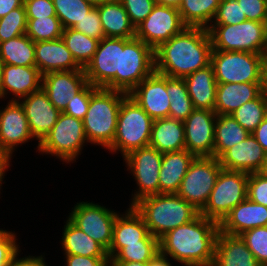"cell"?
<instances>
[{
	"mask_svg": "<svg viewBox=\"0 0 267 266\" xmlns=\"http://www.w3.org/2000/svg\"><path fill=\"white\" fill-rule=\"evenodd\" d=\"M196 156L186 149L165 152L159 172V194H176Z\"/></svg>",
	"mask_w": 267,
	"mask_h": 266,
	"instance_id": "83f0119b",
	"label": "cell"
},
{
	"mask_svg": "<svg viewBox=\"0 0 267 266\" xmlns=\"http://www.w3.org/2000/svg\"><path fill=\"white\" fill-rule=\"evenodd\" d=\"M153 120L168 118L170 97L166 76L153 72L128 94Z\"/></svg>",
	"mask_w": 267,
	"mask_h": 266,
	"instance_id": "e0dca14e",
	"label": "cell"
},
{
	"mask_svg": "<svg viewBox=\"0 0 267 266\" xmlns=\"http://www.w3.org/2000/svg\"><path fill=\"white\" fill-rule=\"evenodd\" d=\"M0 149L3 150L2 140H1V132H0Z\"/></svg>",
	"mask_w": 267,
	"mask_h": 266,
	"instance_id": "003e7915",
	"label": "cell"
},
{
	"mask_svg": "<svg viewBox=\"0 0 267 266\" xmlns=\"http://www.w3.org/2000/svg\"><path fill=\"white\" fill-rule=\"evenodd\" d=\"M64 29L73 28L94 6L86 0H52Z\"/></svg>",
	"mask_w": 267,
	"mask_h": 266,
	"instance_id": "60d3db41",
	"label": "cell"
},
{
	"mask_svg": "<svg viewBox=\"0 0 267 266\" xmlns=\"http://www.w3.org/2000/svg\"><path fill=\"white\" fill-rule=\"evenodd\" d=\"M20 101L32 136L40 143L56 124L60 111L49 101L47 93L41 88Z\"/></svg>",
	"mask_w": 267,
	"mask_h": 266,
	"instance_id": "ffe728a7",
	"label": "cell"
},
{
	"mask_svg": "<svg viewBox=\"0 0 267 266\" xmlns=\"http://www.w3.org/2000/svg\"><path fill=\"white\" fill-rule=\"evenodd\" d=\"M65 255L67 266H111L110 258L85 257L73 254Z\"/></svg>",
	"mask_w": 267,
	"mask_h": 266,
	"instance_id": "f5cc1de1",
	"label": "cell"
},
{
	"mask_svg": "<svg viewBox=\"0 0 267 266\" xmlns=\"http://www.w3.org/2000/svg\"><path fill=\"white\" fill-rule=\"evenodd\" d=\"M263 54L212 50L211 64L217 84L262 83Z\"/></svg>",
	"mask_w": 267,
	"mask_h": 266,
	"instance_id": "ba28073f",
	"label": "cell"
},
{
	"mask_svg": "<svg viewBox=\"0 0 267 266\" xmlns=\"http://www.w3.org/2000/svg\"><path fill=\"white\" fill-rule=\"evenodd\" d=\"M260 226H267V207L248 198L234 207L219 224L220 231L236 236Z\"/></svg>",
	"mask_w": 267,
	"mask_h": 266,
	"instance_id": "603a6c76",
	"label": "cell"
},
{
	"mask_svg": "<svg viewBox=\"0 0 267 266\" xmlns=\"http://www.w3.org/2000/svg\"><path fill=\"white\" fill-rule=\"evenodd\" d=\"M125 8L131 23L136 28L152 12L155 0H119Z\"/></svg>",
	"mask_w": 267,
	"mask_h": 266,
	"instance_id": "7dc6e473",
	"label": "cell"
},
{
	"mask_svg": "<svg viewBox=\"0 0 267 266\" xmlns=\"http://www.w3.org/2000/svg\"><path fill=\"white\" fill-rule=\"evenodd\" d=\"M42 76L36 66L4 64L2 98L9 92L20 99L38 91L42 88Z\"/></svg>",
	"mask_w": 267,
	"mask_h": 266,
	"instance_id": "4316f807",
	"label": "cell"
},
{
	"mask_svg": "<svg viewBox=\"0 0 267 266\" xmlns=\"http://www.w3.org/2000/svg\"><path fill=\"white\" fill-rule=\"evenodd\" d=\"M181 1L182 0H155V3L158 5L169 6L178 9L181 5Z\"/></svg>",
	"mask_w": 267,
	"mask_h": 266,
	"instance_id": "94428289",
	"label": "cell"
},
{
	"mask_svg": "<svg viewBox=\"0 0 267 266\" xmlns=\"http://www.w3.org/2000/svg\"><path fill=\"white\" fill-rule=\"evenodd\" d=\"M61 38L70 50L76 63L84 69L92 60L99 40L89 37L73 28L63 29Z\"/></svg>",
	"mask_w": 267,
	"mask_h": 266,
	"instance_id": "d590c367",
	"label": "cell"
},
{
	"mask_svg": "<svg viewBox=\"0 0 267 266\" xmlns=\"http://www.w3.org/2000/svg\"><path fill=\"white\" fill-rule=\"evenodd\" d=\"M11 158L0 149V178H3L6 168L9 167V160Z\"/></svg>",
	"mask_w": 267,
	"mask_h": 266,
	"instance_id": "6f0895ef",
	"label": "cell"
},
{
	"mask_svg": "<svg viewBox=\"0 0 267 266\" xmlns=\"http://www.w3.org/2000/svg\"><path fill=\"white\" fill-rule=\"evenodd\" d=\"M219 224L199 214L159 239L160 252L186 266H212Z\"/></svg>",
	"mask_w": 267,
	"mask_h": 266,
	"instance_id": "7a4b0ae2",
	"label": "cell"
},
{
	"mask_svg": "<svg viewBox=\"0 0 267 266\" xmlns=\"http://www.w3.org/2000/svg\"><path fill=\"white\" fill-rule=\"evenodd\" d=\"M3 66V61L0 58V98H2Z\"/></svg>",
	"mask_w": 267,
	"mask_h": 266,
	"instance_id": "e7e4bbea",
	"label": "cell"
},
{
	"mask_svg": "<svg viewBox=\"0 0 267 266\" xmlns=\"http://www.w3.org/2000/svg\"><path fill=\"white\" fill-rule=\"evenodd\" d=\"M62 248L65 254L85 257L109 258L107 251L94 239L89 237L70 219L64 226Z\"/></svg>",
	"mask_w": 267,
	"mask_h": 266,
	"instance_id": "1f68e13d",
	"label": "cell"
},
{
	"mask_svg": "<svg viewBox=\"0 0 267 266\" xmlns=\"http://www.w3.org/2000/svg\"><path fill=\"white\" fill-rule=\"evenodd\" d=\"M86 1L92 4L93 6H98V5L113 1V0H86Z\"/></svg>",
	"mask_w": 267,
	"mask_h": 266,
	"instance_id": "03108f58",
	"label": "cell"
},
{
	"mask_svg": "<svg viewBox=\"0 0 267 266\" xmlns=\"http://www.w3.org/2000/svg\"><path fill=\"white\" fill-rule=\"evenodd\" d=\"M98 88L88 83L77 95L67 103L63 113L83 120L89 108L91 95Z\"/></svg>",
	"mask_w": 267,
	"mask_h": 266,
	"instance_id": "f6af8a7d",
	"label": "cell"
},
{
	"mask_svg": "<svg viewBox=\"0 0 267 266\" xmlns=\"http://www.w3.org/2000/svg\"><path fill=\"white\" fill-rule=\"evenodd\" d=\"M63 26L57 16L27 19L26 35L34 42L61 38Z\"/></svg>",
	"mask_w": 267,
	"mask_h": 266,
	"instance_id": "ab89813d",
	"label": "cell"
},
{
	"mask_svg": "<svg viewBox=\"0 0 267 266\" xmlns=\"http://www.w3.org/2000/svg\"><path fill=\"white\" fill-rule=\"evenodd\" d=\"M195 109L214 111L217 81L210 63L183 78Z\"/></svg>",
	"mask_w": 267,
	"mask_h": 266,
	"instance_id": "f1b7e54d",
	"label": "cell"
},
{
	"mask_svg": "<svg viewBox=\"0 0 267 266\" xmlns=\"http://www.w3.org/2000/svg\"><path fill=\"white\" fill-rule=\"evenodd\" d=\"M73 29L99 41L105 38L97 6H94L91 10H89V12L80 21H78Z\"/></svg>",
	"mask_w": 267,
	"mask_h": 266,
	"instance_id": "c3c4849f",
	"label": "cell"
},
{
	"mask_svg": "<svg viewBox=\"0 0 267 266\" xmlns=\"http://www.w3.org/2000/svg\"><path fill=\"white\" fill-rule=\"evenodd\" d=\"M222 166L215 157H196L176 193L199 212L206 205Z\"/></svg>",
	"mask_w": 267,
	"mask_h": 266,
	"instance_id": "8fae6325",
	"label": "cell"
},
{
	"mask_svg": "<svg viewBox=\"0 0 267 266\" xmlns=\"http://www.w3.org/2000/svg\"><path fill=\"white\" fill-rule=\"evenodd\" d=\"M185 27L177 8L156 4L148 17L136 27L135 37L156 50Z\"/></svg>",
	"mask_w": 267,
	"mask_h": 266,
	"instance_id": "5bb4252c",
	"label": "cell"
},
{
	"mask_svg": "<svg viewBox=\"0 0 267 266\" xmlns=\"http://www.w3.org/2000/svg\"><path fill=\"white\" fill-rule=\"evenodd\" d=\"M0 58L3 64L36 66L35 42L26 34L0 42Z\"/></svg>",
	"mask_w": 267,
	"mask_h": 266,
	"instance_id": "836d02e7",
	"label": "cell"
},
{
	"mask_svg": "<svg viewBox=\"0 0 267 266\" xmlns=\"http://www.w3.org/2000/svg\"><path fill=\"white\" fill-rule=\"evenodd\" d=\"M262 89L267 95V54L264 55L262 60Z\"/></svg>",
	"mask_w": 267,
	"mask_h": 266,
	"instance_id": "680465c9",
	"label": "cell"
},
{
	"mask_svg": "<svg viewBox=\"0 0 267 266\" xmlns=\"http://www.w3.org/2000/svg\"><path fill=\"white\" fill-rule=\"evenodd\" d=\"M220 0H182L178 8L182 22L189 27H209Z\"/></svg>",
	"mask_w": 267,
	"mask_h": 266,
	"instance_id": "e575fe53",
	"label": "cell"
},
{
	"mask_svg": "<svg viewBox=\"0 0 267 266\" xmlns=\"http://www.w3.org/2000/svg\"><path fill=\"white\" fill-rule=\"evenodd\" d=\"M166 91L170 97L169 118L184 122L195 109L183 78L166 76Z\"/></svg>",
	"mask_w": 267,
	"mask_h": 266,
	"instance_id": "8d00e7d4",
	"label": "cell"
},
{
	"mask_svg": "<svg viewBox=\"0 0 267 266\" xmlns=\"http://www.w3.org/2000/svg\"><path fill=\"white\" fill-rule=\"evenodd\" d=\"M250 133L230 115H217L214 133V157L244 141Z\"/></svg>",
	"mask_w": 267,
	"mask_h": 266,
	"instance_id": "d6a6232c",
	"label": "cell"
},
{
	"mask_svg": "<svg viewBox=\"0 0 267 266\" xmlns=\"http://www.w3.org/2000/svg\"><path fill=\"white\" fill-rule=\"evenodd\" d=\"M149 146L161 153L185 149L183 122L169 117L154 120Z\"/></svg>",
	"mask_w": 267,
	"mask_h": 266,
	"instance_id": "4dcf8cb0",
	"label": "cell"
},
{
	"mask_svg": "<svg viewBox=\"0 0 267 266\" xmlns=\"http://www.w3.org/2000/svg\"><path fill=\"white\" fill-rule=\"evenodd\" d=\"M248 179V173L221 169L200 214L220 224L234 207L247 198Z\"/></svg>",
	"mask_w": 267,
	"mask_h": 266,
	"instance_id": "52a82bcc",
	"label": "cell"
},
{
	"mask_svg": "<svg viewBox=\"0 0 267 266\" xmlns=\"http://www.w3.org/2000/svg\"><path fill=\"white\" fill-rule=\"evenodd\" d=\"M162 157L163 153L151 146L133 150L123 157L139 186V191L134 193L130 206L144 197L159 194V172Z\"/></svg>",
	"mask_w": 267,
	"mask_h": 266,
	"instance_id": "4fadbf2b",
	"label": "cell"
},
{
	"mask_svg": "<svg viewBox=\"0 0 267 266\" xmlns=\"http://www.w3.org/2000/svg\"><path fill=\"white\" fill-rule=\"evenodd\" d=\"M212 41L207 28L186 26L154 50L155 72L184 78L211 63Z\"/></svg>",
	"mask_w": 267,
	"mask_h": 266,
	"instance_id": "6da1fadb",
	"label": "cell"
},
{
	"mask_svg": "<svg viewBox=\"0 0 267 266\" xmlns=\"http://www.w3.org/2000/svg\"><path fill=\"white\" fill-rule=\"evenodd\" d=\"M15 234L0 229V266H10L18 257L19 247Z\"/></svg>",
	"mask_w": 267,
	"mask_h": 266,
	"instance_id": "681fc988",
	"label": "cell"
},
{
	"mask_svg": "<svg viewBox=\"0 0 267 266\" xmlns=\"http://www.w3.org/2000/svg\"><path fill=\"white\" fill-rule=\"evenodd\" d=\"M87 84L84 69L49 72L42 76V89L60 112L65 110L67 103Z\"/></svg>",
	"mask_w": 267,
	"mask_h": 266,
	"instance_id": "d6986e66",
	"label": "cell"
},
{
	"mask_svg": "<svg viewBox=\"0 0 267 266\" xmlns=\"http://www.w3.org/2000/svg\"><path fill=\"white\" fill-rule=\"evenodd\" d=\"M212 50L267 54V22L246 20L233 25H209Z\"/></svg>",
	"mask_w": 267,
	"mask_h": 266,
	"instance_id": "8992f818",
	"label": "cell"
},
{
	"mask_svg": "<svg viewBox=\"0 0 267 266\" xmlns=\"http://www.w3.org/2000/svg\"><path fill=\"white\" fill-rule=\"evenodd\" d=\"M247 198L267 207V173H250L247 184Z\"/></svg>",
	"mask_w": 267,
	"mask_h": 266,
	"instance_id": "bcb514c9",
	"label": "cell"
},
{
	"mask_svg": "<svg viewBox=\"0 0 267 266\" xmlns=\"http://www.w3.org/2000/svg\"><path fill=\"white\" fill-rule=\"evenodd\" d=\"M27 14L24 4L0 18V42L26 33Z\"/></svg>",
	"mask_w": 267,
	"mask_h": 266,
	"instance_id": "b9f144b4",
	"label": "cell"
},
{
	"mask_svg": "<svg viewBox=\"0 0 267 266\" xmlns=\"http://www.w3.org/2000/svg\"><path fill=\"white\" fill-rule=\"evenodd\" d=\"M2 179H3V178H0V185H2V181H3ZM0 189H1V188H0Z\"/></svg>",
	"mask_w": 267,
	"mask_h": 266,
	"instance_id": "a7ac6f4b",
	"label": "cell"
},
{
	"mask_svg": "<svg viewBox=\"0 0 267 266\" xmlns=\"http://www.w3.org/2000/svg\"><path fill=\"white\" fill-rule=\"evenodd\" d=\"M24 0H0V18L7 15L10 11L21 7Z\"/></svg>",
	"mask_w": 267,
	"mask_h": 266,
	"instance_id": "11a10c76",
	"label": "cell"
},
{
	"mask_svg": "<svg viewBox=\"0 0 267 266\" xmlns=\"http://www.w3.org/2000/svg\"><path fill=\"white\" fill-rule=\"evenodd\" d=\"M247 20L267 22V0H237Z\"/></svg>",
	"mask_w": 267,
	"mask_h": 266,
	"instance_id": "f907efd6",
	"label": "cell"
},
{
	"mask_svg": "<svg viewBox=\"0 0 267 266\" xmlns=\"http://www.w3.org/2000/svg\"><path fill=\"white\" fill-rule=\"evenodd\" d=\"M230 116L250 134L267 116V95L263 92L258 98L240 106Z\"/></svg>",
	"mask_w": 267,
	"mask_h": 266,
	"instance_id": "f35d334b",
	"label": "cell"
},
{
	"mask_svg": "<svg viewBox=\"0 0 267 266\" xmlns=\"http://www.w3.org/2000/svg\"><path fill=\"white\" fill-rule=\"evenodd\" d=\"M85 141L83 120L61 112L51 131L38 143V150L68 163L78 157Z\"/></svg>",
	"mask_w": 267,
	"mask_h": 266,
	"instance_id": "30bf717a",
	"label": "cell"
},
{
	"mask_svg": "<svg viewBox=\"0 0 267 266\" xmlns=\"http://www.w3.org/2000/svg\"><path fill=\"white\" fill-rule=\"evenodd\" d=\"M10 266H27V257L24 258H16L11 264Z\"/></svg>",
	"mask_w": 267,
	"mask_h": 266,
	"instance_id": "be15d7a7",
	"label": "cell"
},
{
	"mask_svg": "<svg viewBox=\"0 0 267 266\" xmlns=\"http://www.w3.org/2000/svg\"><path fill=\"white\" fill-rule=\"evenodd\" d=\"M153 119L127 95L121 103L113 143L109 151H121L123 157L133 150L149 146Z\"/></svg>",
	"mask_w": 267,
	"mask_h": 266,
	"instance_id": "5b68a950",
	"label": "cell"
},
{
	"mask_svg": "<svg viewBox=\"0 0 267 266\" xmlns=\"http://www.w3.org/2000/svg\"><path fill=\"white\" fill-rule=\"evenodd\" d=\"M125 215H117L114 225L112 242L107 251L110 260L123 248L126 244L139 243L148 234L149 230L142 216L135 210L133 206L126 211ZM125 216V217H124Z\"/></svg>",
	"mask_w": 267,
	"mask_h": 266,
	"instance_id": "cb8c5ba5",
	"label": "cell"
},
{
	"mask_svg": "<svg viewBox=\"0 0 267 266\" xmlns=\"http://www.w3.org/2000/svg\"><path fill=\"white\" fill-rule=\"evenodd\" d=\"M167 256L160 251L147 263V266H172Z\"/></svg>",
	"mask_w": 267,
	"mask_h": 266,
	"instance_id": "9f6ffc18",
	"label": "cell"
},
{
	"mask_svg": "<svg viewBox=\"0 0 267 266\" xmlns=\"http://www.w3.org/2000/svg\"><path fill=\"white\" fill-rule=\"evenodd\" d=\"M218 160L222 169L248 174L265 172L267 167V154L252 134L226 150Z\"/></svg>",
	"mask_w": 267,
	"mask_h": 266,
	"instance_id": "ac0fdd59",
	"label": "cell"
},
{
	"mask_svg": "<svg viewBox=\"0 0 267 266\" xmlns=\"http://www.w3.org/2000/svg\"><path fill=\"white\" fill-rule=\"evenodd\" d=\"M101 25L107 38L132 39L136 28L119 0H113L97 6Z\"/></svg>",
	"mask_w": 267,
	"mask_h": 266,
	"instance_id": "f546056e",
	"label": "cell"
},
{
	"mask_svg": "<svg viewBox=\"0 0 267 266\" xmlns=\"http://www.w3.org/2000/svg\"><path fill=\"white\" fill-rule=\"evenodd\" d=\"M214 18V24L210 25H233L247 20L237 0H220Z\"/></svg>",
	"mask_w": 267,
	"mask_h": 266,
	"instance_id": "ee69618b",
	"label": "cell"
},
{
	"mask_svg": "<svg viewBox=\"0 0 267 266\" xmlns=\"http://www.w3.org/2000/svg\"><path fill=\"white\" fill-rule=\"evenodd\" d=\"M35 62L42 75L83 69L76 63L62 38L35 42Z\"/></svg>",
	"mask_w": 267,
	"mask_h": 266,
	"instance_id": "7402d4cb",
	"label": "cell"
},
{
	"mask_svg": "<svg viewBox=\"0 0 267 266\" xmlns=\"http://www.w3.org/2000/svg\"><path fill=\"white\" fill-rule=\"evenodd\" d=\"M212 266H261L245 241L236 235L218 232Z\"/></svg>",
	"mask_w": 267,
	"mask_h": 266,
	"instance_id": "484cf974",
	"label": "cell"
},
{
	"mask_svg": "<svg viewBox=\"0 0 267 266\" xmlns=\"http://www.w3.org/2000/svg\"><path fill=\"white\" fill-rule=\"evenodd\" d=\"M117 213L101 205L80 202L74 206L69 219L106 251L112 242L113 225Z\"/></svg>",
	"mask_w": 267,
	"mask_h": 266,
	"instance_id": "9a60e30c",
	"label": "cell"
},
{
	"mask_svg": "<svg viewBox=\"0 0 267 266\" xmlns=\"http://www.w3.org/2000/svg\"><path fill=\"white\" fill-rule=\"evenodd\" d=\"M154 71V50L136 37L124 39L120 73H116V91L129 94Z\"/></svg>",
	"mask_w": 267,
	"mask_h": 266,
	"instance_id": "9c48e42d",
	"label": "cell"
},
{
	"mask_svg": "<svg viewBox=\"0 0 267 266\" xmlns=\"http://www.w3.org/2000/svg\"><path fill=\"white\" fill-rule=\"evenodd\" d=\"M128 94L98 88L90 98L89 108L83 119L84 132L89 143L106 149L113 143L119 109Z\"/></svg>",
	"mask_w": 267,
	"mask_h": 266,
	"instance_id": "277c9868",
	"label": "cell"
},
{
	"mask_svg": "<svg viewBox=\"0 0 267 266\" xmlns=\"http://www.w3.org/2000/svg\"><path fill=\"white\" fill-rule=\"evenodd\" d=\"M124 38H103L92 60L84 68L88 83L97 88L116 90V73H120Z\"/></svg>",
	"mask_w": 267,
	"mask_h": 266,
	"instance_id": "7c38bea8",
	"label": "cell"
},
{
	"mask_svg": "<svg viewBox=\"0 0 267 266\" xmlns=\"http://www.w3.org/2000/svg\"><path fill=\"white\" fill-rule=\"evenodd\" d=\"M263 93L262 83L217 84L214 111L217 115H231L240 106Z\"/></svg>",
	"mask_w": 267,
	"mask_h": 266,
	"instance_id": "d4e9b609",
	"label": "cell"
},
{
	"mask_svg": "<svg viewBox=\"0 0 267 266\" xmlns=\"http://www.w3.org/2000/svg\"><path fill=\"white\" fill-rule=\"evenodd\" d=\"M45 264L42 255L38 257L27 256V266H47Z\"/></svg>",
	"mask_w": 267,
	"mask_h": 266,
	"instance_id": "91938a15",
	"label": "cell"
},
{
	"mask_svg": "<svg viewBox=\"0 0 267 266\" xmlns=\"http://www.w3.org/2000/svg\"><path fill=\"white\" fill-rule=\"evenodd\" d=\"M159 251V239L149 233L139 243L126 244L110 261L148 263Z\"/></svg>",
	"mask_w": 267,
	"mask_h": 266,
	"instance_id": "74e56055",
	"label": "cell"
},
{
	"mask_svg": "<svg viewBox=\"0 0 267 266\" xmlns=\"http://www.w3.org/2000/svg\"><path fill=\"white\" fill-rule=\"evenodd\" d=\"M215 111L194 109L183 122L185 149L196 157H214Z\"/></svg>",
	"mask_w": 267,
	"mask_h": 266,
	"instance_id": "2e32d148",
	"label": "cell"
},
{
	"mask_svg": "<svg viewBox=\"0 0 267 266\" xmlns=\"http://www.w3.org/2000/svg\"><path fill=\"white\" fill-rule=\"evenodd\" d=\"M0 132L3 151L11 158L17 144L34 138L21 103L11 99L4 110H0Z\"/></svg>",
	"mask_w": 267,
	"mask_h": 266,
	"instance_id": "44dd1931",
	"label": "cell"
},
{
	"mask_svg": "<svg viewBox=\"0 0 267 266\" xmlns=\"http://www.w3.org/2000/svg\"><path fill=\"white\" fill-rule=\"evenodd\" d=\"M247 248L261 266H267V226H260L245 231L240 235Z\"/></svg>",
	"mask_w": 267,
	"mask_h": 266,
	"instance_id": "7bdbcfd3",
	"label": "cell"
},
{
	"mask_svg": "<svg viewBox=\"0 0 267 266\" xmlns=\"http://www.w3.org/2000/svg\"><path fill=\"white\" fill-rule=\"evenodd\" d=\"M257 142L264 149L267 154V116L263 121L257 126V128L252 132Z\"/></svg>",
	"mask_w": 267,
	"mask_h": 266,
	"instance_id": "db71d44e",
	"label": "cell"
},
{
	"mask_svg": "<svg viewBox=\"0 0 267 266\" xmlns=\"http://www.w3.org/2000/svg\"><path fill=\"white\" fill-rule=\"evenodd\" d=\"M133 207L142 216L149 233L160 239L168 231L194 220L200 212L177 194L144 197Z\"/></svg>",
	"mask_w": 267,
	"mask_h": 266,
	"instance_id": "3957f363",
	"label": "cell"
},
{
	"mask_svg": "<svg viewBox=\"0 0 267 266\" xmlns=\"http://www.w3.org/2000/svg\"><path fill=\"white\" fill-rule=\"evenodd\" d=\"M27 19L57 16L52 0H24Z\"/></svg>",
	"mask_w": 267,
	"mask_h": 266,
	"instance_id": "816d5d0a",
	"label": "cell"
},
{
	"mask_svg": "<svg viewBox=\"0 0 267 266\" xmlns=\"http://www.w3.org/2000/svg\"><path fill=\"white\" fill-rule=\"evenodd\" d=\"M111 266H147V263L141 262H111Z\"/></svg>",
	"mask_w": 267,
	"mask_h": 266,
	"instance_id": "6125c7cd",
	"label": "cell"
}]
</instances>
